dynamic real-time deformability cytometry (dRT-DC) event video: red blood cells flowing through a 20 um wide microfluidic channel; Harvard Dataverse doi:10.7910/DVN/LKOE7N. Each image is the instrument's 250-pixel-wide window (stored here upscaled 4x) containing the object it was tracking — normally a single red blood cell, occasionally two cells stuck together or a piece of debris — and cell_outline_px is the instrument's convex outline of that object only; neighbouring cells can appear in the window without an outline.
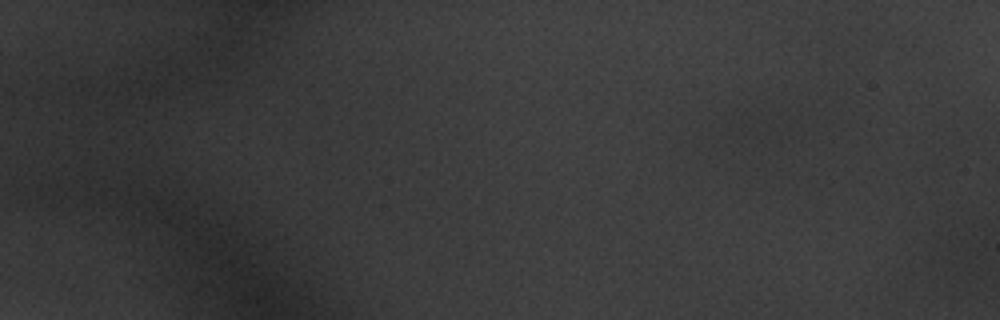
{"species": "common noctule bat (a hibernating species)", "species_latin": "Nyctalus noctula", "temperature_condition": "warm", "stored_images_in_passage": 5, "camera_frame_rate_fps": 3000, "um_per_image_px": 0.085, "animal": {"sex": "male", "body_mass_g": 20.1, "forearm_length_mm": 53.5}, "frame": {"image": 1, "passage_image": 3, "time_ms": 0.667, "image_size_px": [1000, 320], "cell_outline_px": [[792, 140], [760, 140], [744, 136], [732, 128], [744, 112], [748, 108], [780, 112], [788, 116], [792, 136]], "centroid_in_image_um": [64.94, 10.65], "position_along_channel_um": 20.1, "area_um2": 10.52}}